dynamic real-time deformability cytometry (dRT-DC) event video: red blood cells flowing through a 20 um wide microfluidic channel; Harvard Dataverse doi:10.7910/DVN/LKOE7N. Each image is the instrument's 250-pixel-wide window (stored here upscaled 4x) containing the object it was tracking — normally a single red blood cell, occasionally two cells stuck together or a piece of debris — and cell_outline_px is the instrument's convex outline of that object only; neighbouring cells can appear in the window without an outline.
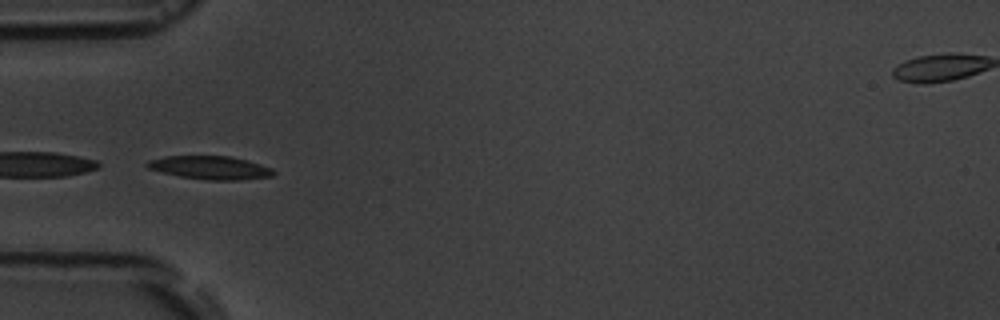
{"species": "common noctule bat (a hibernating species)", "species_latin": "Nyctalus noctula", "temperature_condition": "room temperature", "stored_images_in_passage": 5, "camera_frame_rate_fps": 3000, "um_per_image_px": 0.085, "animal": {"sex": "male", "body_mass_g": 19.5, "forearm_length_mm": 54.6}, "frame": {"image": 1, "passage_image": 4, "time_ms": 3.333, "image_size_px": [1000, 320], "cell_outline_px": [[276, 172], [272, 176], [240, 180], [208, 180], [180, 176], [148, 168], [144, 164], [148, 160], [164, 156], [232, 156], [248, 160], [272, 168]], "centroid_in_image_um": [17.89, 14.24], "position_along_channel_um": 67.1, "area_um2": 17.17}}
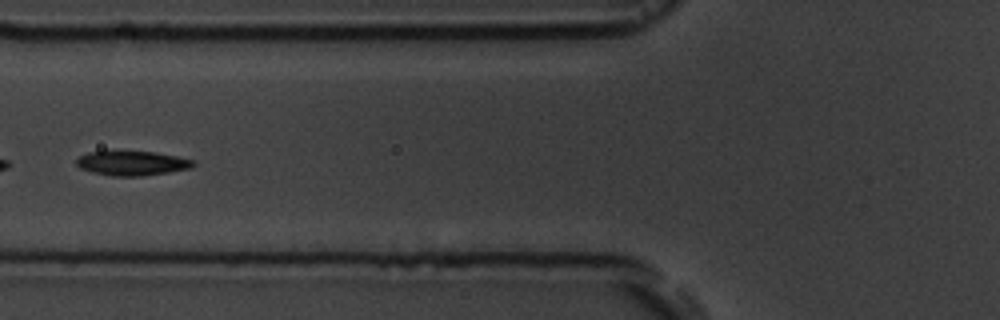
{"frame": {"image": 2, "passage_image": 5, "time_ms": 4.667, "image_size_px": [1000, 320], "cell_outline_px": [[196, 164], [192, 168], [168, 172], [140, 176], [112, 176], [92, 172], [80, 168], [76, 164], [76, 160], [80, 156], [88, 152], [156, 152], [196, 160]], "centroid_in_image_um": [11.27, 13.88], "position_along_channel_um": 114.5, "area_um2": 16.53}}